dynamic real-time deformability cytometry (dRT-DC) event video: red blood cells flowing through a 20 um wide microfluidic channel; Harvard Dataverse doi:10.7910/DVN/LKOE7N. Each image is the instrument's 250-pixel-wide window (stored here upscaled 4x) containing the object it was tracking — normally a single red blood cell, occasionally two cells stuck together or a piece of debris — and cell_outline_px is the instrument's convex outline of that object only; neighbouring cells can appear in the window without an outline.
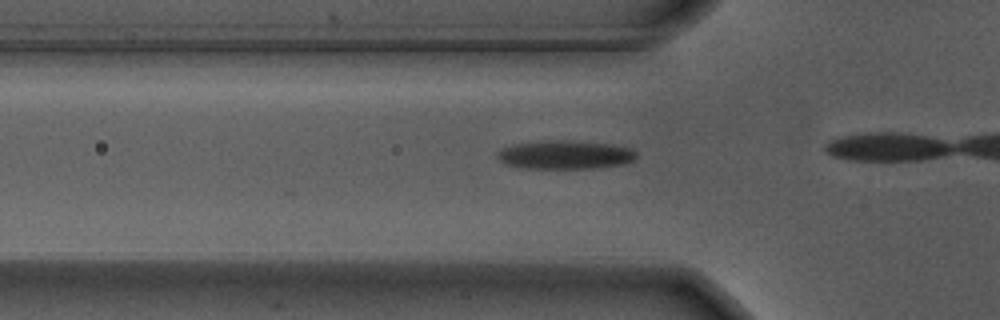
{"species": "Egyptian fruit bat (a non-hibernating species)", "species_latin": "Rousettus aegyptiacus", "temperature_condition": "warm", "stored_images_in_passage": 8, "camera_frame_rate_fps": 3000, "um_per_image_px": 0.085, "animal": {"sex": "male"}, "frame": {"image": 1, "passage_image": 4, "time_ms": 1.0, "image_size_px": [1000, 320], "cell_outline_px": [[636, 156], [632, 160], [624, 164], [592, 168], [520, 168], [508, 164], [500, 160], [496, 156], [496, 152], [500, 148], [516, 144], [544, 140], [564, 140], [612, 144], [632, 148], [636, 152]], "centroid_in_image_um": [48.02, 13.15], "position_along_channel_um": 77.8, "area_um2": 23.18}}
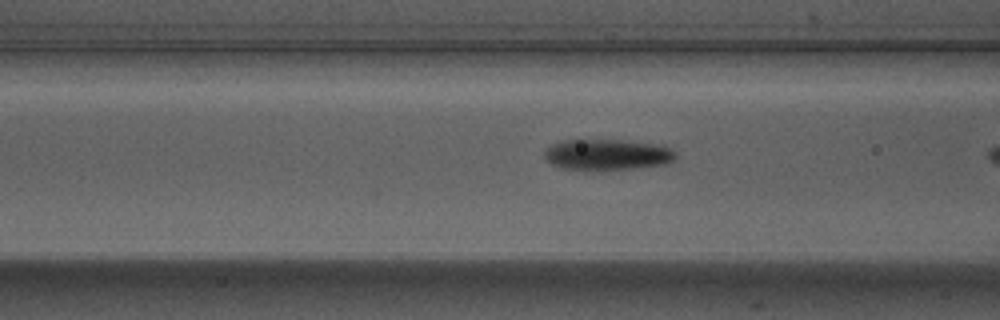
{"frame": {"image": 2, "passage_image": 7, "time_ms": 2.0, "image_size_px": [1000, 320], "cell_outline_px": [[676, 160], [664, 164], [632, 168], [564, 168], [552, 164], [544, 160], [544, 152], [552, 144], [564, 140], [620, 140], [664, 144], [672, 148], [676, 152]], "centroid_in_image_um": [51.68, 13.1], "position_along_channel_um": 114.9, "area_um2": 23.29}}